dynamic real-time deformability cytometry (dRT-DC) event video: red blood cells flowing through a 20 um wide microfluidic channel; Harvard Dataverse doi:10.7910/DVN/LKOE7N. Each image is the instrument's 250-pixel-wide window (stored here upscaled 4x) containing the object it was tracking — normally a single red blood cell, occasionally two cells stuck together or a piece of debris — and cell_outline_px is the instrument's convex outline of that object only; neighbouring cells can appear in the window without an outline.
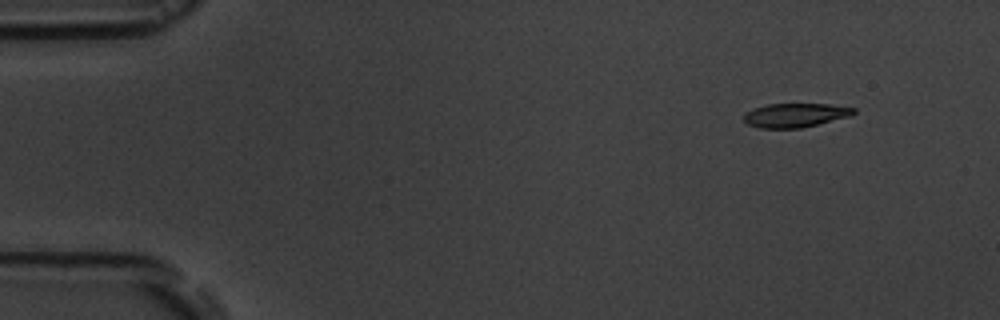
{"species": "common noctule bat (a hibernating species)", "species_latin": "Nyctalus noctula", "temperature_condition": "room temperature", "stored_images_in_passage": 4, "camera_frame_rate_fps": 3000, "um_per_image_px": 0.085, "animal": {"sex": "male", "body_mass_g": 19.5, "forearm_length_mm": 54.6}, "frame": {"image": 1, "passage_image": 1, "time_ms": 0.0, "image_size_px": [1000, 320], "cell_outline_px": [[856, 112], [852, 116], [800, 128], [760, 128], [748, 124], [744, 120], [744, 112], [752, 108], [768, 104], [828, 104], [856, 108]], "centroid_in_image_um": [67.6, 9.79], "position_along_channel_um": 17.4, "area_um2": 15.43}}
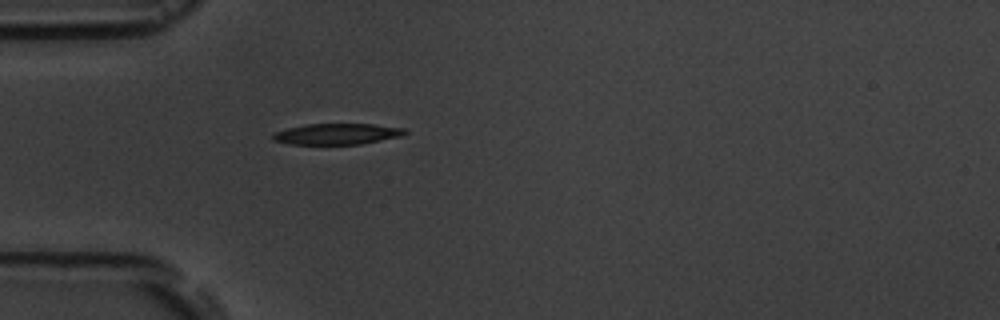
{"frame": {"image": 2, "passage_image": 4, "time_ms": 3.667, "image_size_px": [1000, 320], "cell_outline_px": [[408, 132], [400, 136], [360, 144], [288, 144], [272, 140], [272, 136], [276, 132], [288, 128], [308, 124], [372, 124], [404, 128]], "centroid_in_image_um": [28.63, 11.39], "position_along_channel_um": 56.4, "area_um2": 15.95}}